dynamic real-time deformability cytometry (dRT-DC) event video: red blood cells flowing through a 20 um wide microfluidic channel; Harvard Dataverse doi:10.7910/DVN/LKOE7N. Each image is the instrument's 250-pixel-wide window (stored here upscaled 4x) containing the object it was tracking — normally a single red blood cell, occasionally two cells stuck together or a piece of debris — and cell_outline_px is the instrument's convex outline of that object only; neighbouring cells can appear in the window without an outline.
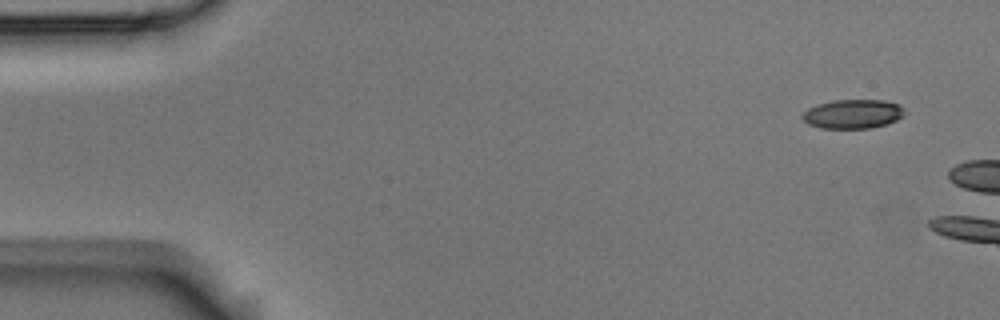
{"species": "Egyptian fruit bat (a non-hibernating species)", "species_latin": "Rousettus aegyptiacus", "temperature_condition": "room temperature", "stored_images_in_passage": 3, "camera_frame_rate_fps": 3000, "um_per_image_px": 0.085, "animal": {"sex": "male"}, "frame": {"image": 1, "passage_image": 1, "time_ms": 0.0, "image_size_px": [1000, 320], "cell_outline_px": [[908, 112], [904, 116], [888, 124], [872, 128], [820, 128], [808, 124], [800, 116], [808, 108], [816, 104], [832, 100], [884, 100], [900, 104]], "centroid_in_image_um": [72.53, 9.68], "position_along_channel_um": 12.5, "area_um2": 17.69}}